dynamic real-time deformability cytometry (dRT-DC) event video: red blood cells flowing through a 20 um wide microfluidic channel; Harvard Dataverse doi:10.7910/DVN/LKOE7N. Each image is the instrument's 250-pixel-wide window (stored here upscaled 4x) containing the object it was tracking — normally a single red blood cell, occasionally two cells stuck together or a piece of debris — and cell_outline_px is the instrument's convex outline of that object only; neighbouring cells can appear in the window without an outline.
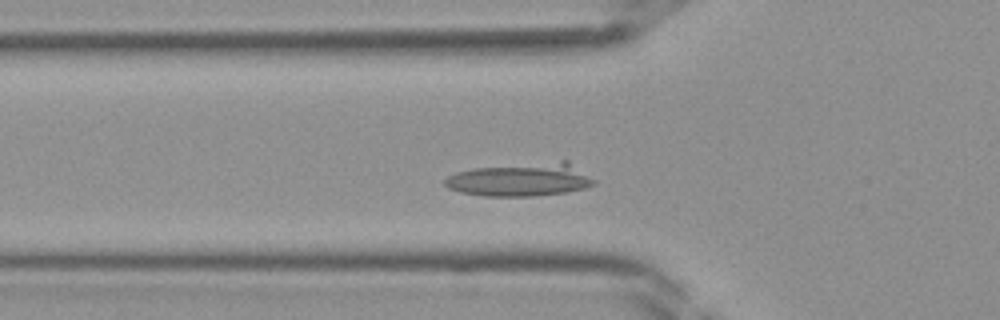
{"species": "Egyptian fruit bat (a non-hibernating species)", "species_latin": "Rousettus aegyptiacus", "temperature_condition": "room temperature", "stored_images_in_passage": 34, "segment_of_instrument_passage": [1, 2], "camera_frame_rate_fps": 3000, "um_per_image_px": 0.085, "frame": {"image": 1, "passage_image": 6, "time_ms": 1.667, "image_size_px": [1000, 320], "cell_outline_px": [[596, 184], [584, 188], [568, 192], [536, 196], [484, 196], [460, 192], [448, 188], [444, 184], [444, 180], [448, 176], [456, 172], [476, 168], [560, 160], [568, 160], [596, 180]], "centroid_in_image_um": [44.3, 15.26], "position_along_channel_um": 81.5, "area_um2": 29.13}}
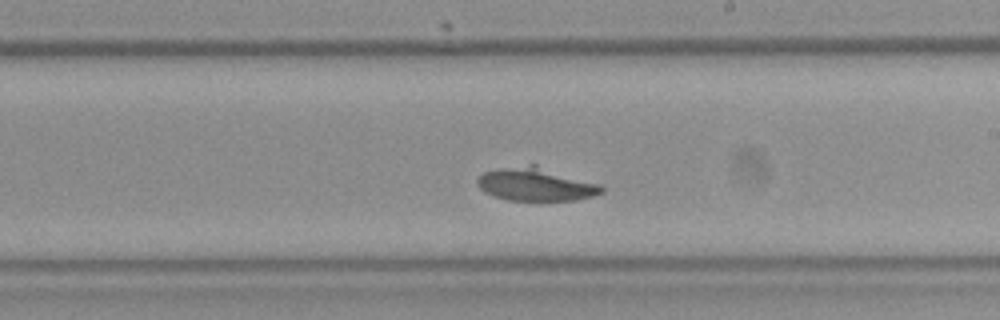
{"frame": {"image": 2, "passage_image": 16, "time_ms": 5.0, "image_size_px": [1000, 320], "cell_outline_px": [[604, 192], [592, 196], [576, 200], [508, 200], [484, 192], [476, 184], [476, 180], [484, 172], [504, 168], [528, 164], [536, 164], [600, 184], [604, 188]], "centroid_in_image_um": [45.57, 15.66], "position_along_channel_um": 243.4, "area_um2": 23.99}}
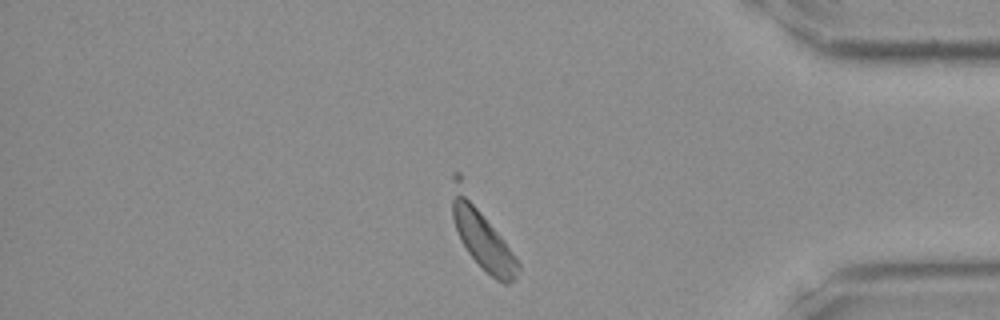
{"frame": {"image": 3, "passage_image": 27, "time_ms": 8.667, "image_size_px": [1000, 320], "cell_outline_px": [[520, 268], [516, 280], [508, 284], [504, 284], [496, 280], [468, 252], [460, 240], [452, 216], [452, 200], [456, 196], [464, 196], [480, 212], [504, 240], [520, 264]], "centroid_in_image_um": [41.15, 20.55], "position_along_channel_um": 394.1, "area_um2": 20.98}}